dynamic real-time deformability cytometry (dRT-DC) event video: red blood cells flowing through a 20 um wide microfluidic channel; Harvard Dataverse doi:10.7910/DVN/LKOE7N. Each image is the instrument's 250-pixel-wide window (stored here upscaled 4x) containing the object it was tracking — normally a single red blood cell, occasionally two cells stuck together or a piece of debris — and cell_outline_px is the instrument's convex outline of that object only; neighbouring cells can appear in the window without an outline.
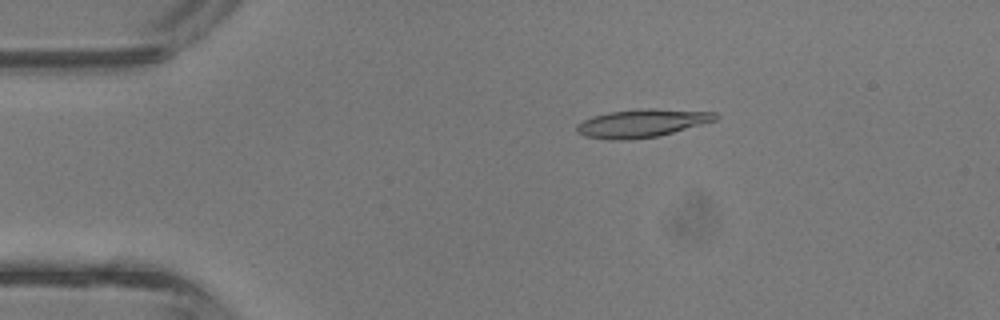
{"species": "common noctule bat (a hibernating species)", "species_latin": "Nyctalus noctula", "temperature_condition": "room temperature", "stored_images_in_passage": 3, "camera_frame_rate_fps": 3000, "um_per_image_px": 0.085, "animal": {"sex": "male", "body_mass_g": 13.3}, "frame": {"image": 1, "passage_image": 2, "time_ms": 0.333, "image_size_px": [1000, 320], "cell_outline_px": [[720, 116], [716, 120], [660, 136], [628, 140], [612, 140], [584, 136], [576, 132], [576, 124], [592, 116], [608, 112], [640, 108], [652, 108], [716, 112]], "centroid_in_image_um": [54.56, 10.47], "position_along_channel_um": 30.4, "area_um2": 22.95}}
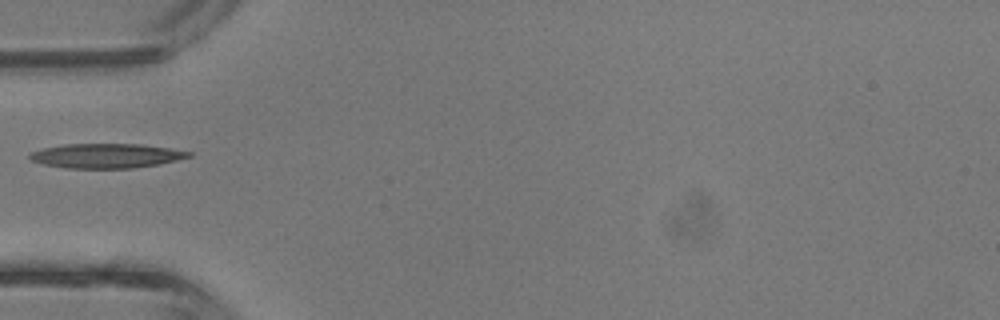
{"frame": {"image": 2, "passage_image": 3, "time_ms": 0.667, "image_size_px": [1000, 320], "cell_outline_px": [[192, 156], [160, 164], [132, 168], [64, 168], [44, 164], [32, 160], [28, 156], [28, 152], [44, 148], [64, 144], [140, 144], [168, 148], [192, 152]], "centroid_in_image_um": [9.01, 13.24], "position_along_channel_um": 76.0, "area_um2": 22.66}}